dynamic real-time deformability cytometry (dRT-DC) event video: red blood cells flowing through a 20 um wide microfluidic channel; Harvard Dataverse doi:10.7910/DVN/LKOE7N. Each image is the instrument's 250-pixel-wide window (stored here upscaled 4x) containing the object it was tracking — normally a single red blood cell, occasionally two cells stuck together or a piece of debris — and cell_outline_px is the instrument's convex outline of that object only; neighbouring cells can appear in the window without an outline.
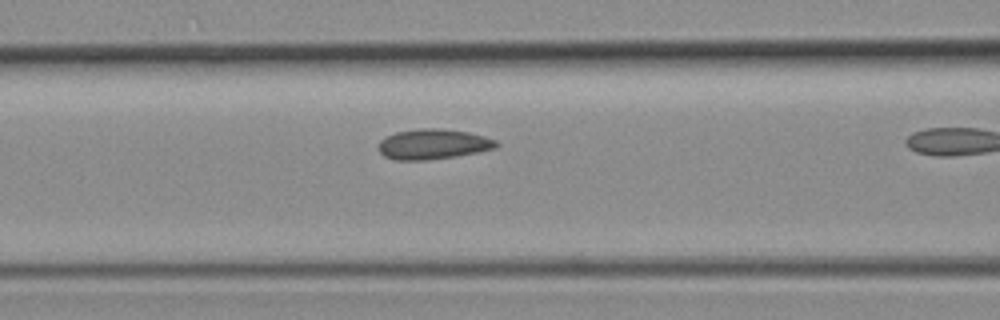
{"species": "common noctule bat (a hibernating species)", "species_latin": "Nyctalus noctula", "temperature_condition": "room temperature", "stored_images_in_passage": 11, "camera_frame_rate_fps": 3000, "um_per_image_px": 0.085, "animal": {"sex": "female", "body_mass_g": 19.3, "forearm_length_mm": 54.1}, "frame": {"image": 1, "passage_image": 8, "time_ms": 2.333, "image_size_px": [1000, 320], "cell_outline_px": [[500, 144], [496, 148], [456, 156], [428, 160], [396, 160], [384, 156], [376, 148], [380, 140], [396, 132], [420, 128], [436, 128], [468, 132], [484, 136], [496, 140]], "centroid_in_image_um": [36.8, 12.26], "position_along_channel_um": 129.8, "area_um2": 20.75}}
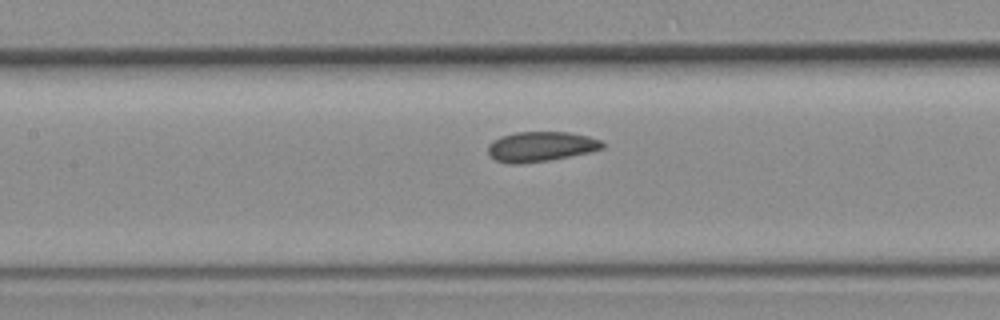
{"frame": {"image": 2, "passage_image": 10, "time_ms": 3.0, "image_size_px": [1000, 320], "cell_outline_px": [[604, 148], [588, 152], [548, 160], [520, 164], [508, 164], [496, 160], [488, 152], [488, 144], [492, 140], [500, 136], [516, 132], [568, 132], [588, 136], [604, 140]], "centroid_in_image_um": [45.96, 12.45], "position_along_channel_um": 161.4, "area_um2": 20.0}}